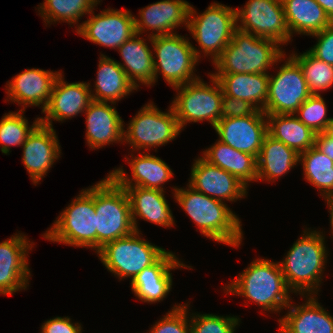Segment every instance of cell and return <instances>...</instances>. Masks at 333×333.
<instances>
[{
	"label": "cell",
	"instance_id": "1",
	"mask_svg": "<svg viewBox=\"0 0 333 333\" xmlns=\"http://www.w3.org/2000/svg\"><path fill=\"white\" fill-rule=\"evenodd\" d=\"M174 199L195 222L205 237L237 248L242 243L243 231L239 217L224 202L194 190L173 187Z\"/></svg>",
	"mask_w": 333,
	"mask_h": 333
},
{
	"label": "cell",
	"instance_id": "2",
	"mask_svg": "<svg viewBox=\"0 0 333 333\" xmlns=\"http://www.w3.org/2000/svg\"><path fill=\"white\" fill-rule=\"evenodd\" d=\"M303 232L279 264L292 293L318 295L329 252L323 231L308 228Z\"/></svg>",
	"mask_w": 333,
	"mask_h": 333
},
{
	"label": "cell",
	"instance_id": "3",
	"mask_svg": "<svg viewBox=\"0 0 333 333\" xmlns=\"http://www.w3.org/2000/svg\"><path fill=\"white\" fill-rule=\"evenodd\" d=\"M223 290L226 294L245 297L270 313L286 309L293 299L279 262L264 258L253 260Z\"/></svg>",
	"mask_w": 333,
	"mask_h": 333
},
{
	"label": "cell",
	"instance_id": "4",
	"mask_svg": "<svg viewBox=\"0 0 333 333\" xmlns=\"http://www.w3.org/2000/svg\"><path fill=\"white\" fill-rule=\"evenodd\" d=\"M285 51L275 40L255 36L236 29L233 38L214 61L215 73L209 74H259L284 59Z\"/></svg>",
	"mask_w": 333,
	"mask_h": 333
},
{
	"label": "cell",
	"instance_id": "5",
	"mask_svg": "<svg viewBox=\"0 0 333 333\" xmlns=\"http://www.w3.org/2000/svg\"><path fill=\"white\" fill-rule=\"evenodd\" d=\"M94 205L97 251L135 232L127 192L110 174L94 184Z\"/></svg>",
	"mask_w": 333,
	"mask_h": 333
},
{
	"label": "cell",
	"instance_id": "6",
	"mask_svg": "<svg viewBox=\"0 0 333 333\" xmlns=\"http://www.w3.org/2000/svg\"><path fill=\"white\" fill-rule=\"evenodd\" d=\"M96 217L93 185L82 189L42 235L48 241L91 248L96 253Z\"/></svg>",
	"mask_w": 333,
	"mask_h": 333
},
{
	"label": "cell",
	"instance_id": "7",
	"mask_svg": "<svg viewBox=\"0 0 333 333\" xmlns=\"http://www.w3.org/2000/svg\"><path fill=\"white\" fill-rule=\"evenodd\" d=\"M236 29L235 8L213 2L199 14L193 5L190 7L187 30L201 49L192 45L198 60L201 59V52H203L202 56H210L214 63L232 40Z\"/></svg>",
	"mask_w": 333,
	"mask_h": 333
},
{
	"label": "cell",
	"instance_id": "8",
	"mask_svg": "<svg viewBox=\"0 0 333 333\" xmlns=\"http://www.w3.org/2000/svg\"><path fill=\"white\" fill-rule=\"evenodd\" d=\"M148 39L154 52V85L158 75H162L165 82L173 88L200 78L194 73L199 60L188 37L176 33L148 36Z\"/></svg>",
	"mask_w": 333,
	"mask_h": 333
},
{
	"label": "cell",
	"instance_id": "9",
	"mask_svg": "<svg viewBox=\"0 0 333 333\" xmlns=\"http://www.w3.org/2000/svg\"><path fill=\"white\" fill-rule=\"evenodd\" d=\"M141 232L105 244L96 254L108 272L122 280L132 281L146 267L153 265L165 252L164 248L141 238Z\"/></svg>",
	"mask_w": 333,
	"mask_h": 333
},
{
	"label": "cell",
	"instance_id": "10",
	"mask_svg": "<svg viewBox=\"0 0 333 333\" xmlns=\"http://www.w3.org/2000/svg\"><path fill=\"white\" fill-rule=\"evenodd\" d=\"M212 85L205 83L201 77L195 81L175 87L177 91L171 106L181 130L187 123L208 121L214 128L221 119L223 90L218 80L210 75Z\"/></svg>",
	"mask_w": 333,
	"mask_h": 333
},
{
	"label": "cell",
	"instance_id": "11",
	"mask_svg": "<svg viewBox=\"0 0 333 333\" xmlns=\"http://www.w3.org/2000/svg\"><path fill=\"white\" fill-rule=\"evenodd\" d=\"M127 126L123 132V142L130 145L131 152H150V148H155L156 152L157 147L167 145L181 132L173 107L170 105L167 112H162L151 101L131 118Z\"/></svg>",
	"mask_w": 333,
	"mask_h": 333
},
{
	"label": "cell",
	"instance_id": "12",
	"mask_svg": "<svg viewBox=\"0 0 333 333\" xmlns=\"http://www.w3.org/2000/svg\"><path fill=\"white\" fill-rule=\"evenodd\" d=\"M274 76L269 74L268 98L263 112L294 114L312 95L300 65L289 55Z\"/></svg>",
	"mask_w": 333,
	"mask_h": 333
},
{
	"label": "cell",
	"instance_id": "13",
	"mask_svg": "<svg viewBox=\"0 0 333 333\" xmlns=\"http://www.w3.org/2000/svg\"><path fill=\"white\" fill-rule=\"evenodd\" d=\"M235 9L237 29L275 40L281 46L292 41L281 0H248L244 7Z\"/></svg>",
	"mask_w": 333,
	"mask_h": 333
},
{
	"label": "cell",
	"instance_id": "14",
	"mask_svg": "<svg viewBox=\"0 0 333 333\" xmlns=\"http://www.w3.org/2000/svg\"><path fill=\"white\" fill-rule=\"evenodd\" d=\"M89 15L75 32L94 44L117 50L136 34L135 16L127 9L107 8L97 15L92 10Z\"/></svg>",
	"mask_w": 333,
	"mask_h": 333
},
{
	"label": "cell",
	"instance_id": "15",
	"mask_svg": "<svg viewBox=\"0 0 333 333\" xmlns=\"http://www.w3.org/2000/svg\"><path fill=\"white\" fill-rule=\"evenodd\" d=\"M33 246L34 242L22 233L0 242V295L27 290L31 277L27 256Z\"/></svg>",
	"mask_w": 333,
	"mask_h": 333
},
{
	"label": "cell",
	"instance_id": "16",
	"mask_svg": "<svg viewBox=\"0 0 333 333\" xmlns=\"http://www.w3.org/2000/svg\"><path fill=\"white\" fill-rule=\"evenodd\" d=\"M218 140L241 152L259 155L265 136L268 134L267 117L256 110L244 117L222 118L214 126Z\"/></svg>",
	"mask_w": 333,
	"mask_h": 333
},
{
	"label": "cell",
	"instance_id": "17",
	"mask_svg": "<svg viewBox=\"0 0 333 333\" xmlns=\"http://www.w3.org/2000/svg\"><path fill=\"white\" fill-rule=\"evenodd\" d=\"M188 185L224 203L236 202L246 197L248 193V187L237 177L208 163L201 156L194 160Z\"/></svg>",
	"mask_w": 333,
	"mask_h": 333
},
{
	"label": "cell",
	"instance_id": "18",
	"mask_svg": "<svg viewBox=\"0 0 333 333\" xmlns=\"http://www.w3.org/2000/svg\"><path fill=\"white\" fill-rule=\"evenodd\" d=\"M63 76L60 73L57 77L48 104L42 111L45 117H40V122L45 126L53 127L52 121L63 122L84 113L92 101L90 83H68Z\"/></svg>",
	"mask_w": 333,
	"mask_h": 333
},
{
	"label": "cell",
	"instance_id": "19",
	"mask_svg": "<svg viewBox=\"0 0 333 333\" xmlns=\"http://www.w3.org/2000/svg\"><path fill=\"white\" fill-rule=\"evenodd\" d=\"M189 268L176 255L167 250L153 265L146 267L132 281L130 287L142 302L157 303L163 301L172 289V270Z\"/></svg>",
	"mask_w": 333,
	"mask_h": 333
},
{
	"label": "cell",
	"instance_id": "20",
	"mask_svg": "<svg viewBox=\"0 0 333 333\" xmlns=\"http://www.w3.org/2000/svg\"><path fill=\"white\" fill-rule=\"evenodd\" d=\"M61 71L31 68L12 77L6 84L7 101L18 103L21 110L38 106L42 111L48 104L54 83ZM23 104V105H22ZM41 105V106H40Z\"/></svg>",
	"mask_w": 333,
	"mask_h": 333
},
{
	"label": "cell",
	"instance_id": "21",
	"mask_svg": "<svg viewBox=\"0 0 333 333\" xmlns=\"http://www.w3.org/2000/svg\"><path fill=\"white\" fill-rule=\"evenodd\" d=\"M59 144L54 128L40 123L22 145V162L34 185L47 175L61 156Z\"/></svg>",
	"mask_w": 333,
	"mask_h": 333
},
{
	"label": "cell",
	"instance_id": "22",
	"mask_svg": "<svg viewBox=\"0 0 333 333\" xmlns=\"http://www.w3.org/2000/svg\"><path fill=\"white\" fill-rule=\"evenodd\" d=\"M190 7L186 0H161L143 7L135 17L136 34L148 30H152L149 37L176 34L179 26L188 28Z\"/></svg>",
	"mask_w": 333,
	"mask_h": 333
},
{
	"label": "cell",
	"instance_id": "23",
	"mask_svg": "<svg viewBox=\"0 0 333 333\" xmlns=\"http://www.w3.org/2000/svg\"><path fill=\"white\" fill-rule=\"evenodd\" d=\"M114 105L116 103L92 100L85 110V138L89 148L95 150L112 143H124L125 123Z\"/></svg>",
	"mask_w": 333,
	"mask_h": 333
},
{
	"label": "cell",
	"instance_id": "24",
	"mask_svg": "<svg viewBox=\"0 0 333 333\" xmlns=\"http://www.w3.org/2000/svg\"><path fill=\"white\" fill-rule=\"evenodd\" d=\"M144 153V154H143ZM139 152V155L127 159V163L131 167V178L124 172L123 166L115 168L109 174L122 186V187H142L146 189H157L164 191L166 182L173 178L174 173L170 166L163 161L160 157L151 155L148 152Z\"/></svg>",
	"mask_w": 333,
	"mask_h": 333
},
{
	"label": "cell",
	"instance_id": "25",
	"mask_svg": "<svg viewBox=\"0 0 333 333\" xmlns=\"http://www.w3.org/2000/svg\"><path fill=\"white\" fill-rule=\"evenodd\" d=\"M305 303L287 306V313L278 319V333H333V315L318 303L316 295H306Z\"/></svg>",
	"mask_w": 333,
	"mask_h": 333
},
{
	"label": "cell",
	"instance_id": "26",
	"mask_svg": "<svg viewBox=\"0 0 333 333\" xmlns=\"http://www.w3.org/2000/svg\"><path fill=\"white\" fill-rule=\"evenodd\" d=\"M124 189L130 201L131 216L136 232H141L137 224V219L140 218L164 228H171L172 225H175V218L166 196H164L165 191L138 186L124 187Z\"/></svg>",
	"mask_w": 333,
	"mask_h": 333
},
{
	"label": "cell",
	"instance_id": "27",
	"mask_svg": "<svg viewBox=\"0 0 333 333\" xmlns=\"http://www.w3.org/2000/svg\"><path fill=\"white\" fill-rule=\"evenodd\" d=\"M141 37L135 34L117 49L123 60V63L118 61V64L136 89L141 83L147 87L154 84L153 52L146 43L147 39Z\"/></svg>",
	"mask_w": 333,
	"mask_h": 333
},
{
	"label": "cell",
	"instance_id": "28",
	"mask_svg": "<svg viewBox=\"0 0 333 333\" xmlns=\"http://www.w3.org/2000/svg\"><path fill=\"white\" fill-rule=\"evenodd\" d=\"M257 181L274 182L299 163V154L267 134L257 157Z\"/></svg>",
	"mask_w": 333,
	"mask_h": 333
},
{
	"label": "cell",
	"instance_id": "29",
	"mask_svg": "<svg viewBox=\"0 0 333 333\" xmlns=\"http://www.w3.org/2000/svg\"><path fill=\"white\" fill-rule=\"evenodd\" d=\"M220 83L223 93L246 100L257 110L265 109L268 98L269 73L210 74Z\"/></svg>",
	"mask_w": 333,
	"mask_h": 333
},
{
	"label": "cell",
	"instance_id": "30",
	"mask_svg": "<svg viewBox=\"0 0 333 333\" xmlns=\"http://www.w3.org/2000/svg\"><path fill=\"white\" fill-rule=\"evenodd\" d=\"M92 100L117 103L137 89L116 60L100 54ZM95 91V92H94ZM94 92V93H93Z\"/></svg>",
	"mask_w": 333,
	"mask_h": 333
},
{
	"label": "cell",
	"instance_id": "31",
	"mask_svg": "<svg viewBox=\"0 0 333 333\" xmlns=\"http://www.w3.org/2000/svg\"><path fill=\"white\" fill-rule=\"evenodd\" d=\"M208 163L217 166L249 187L257 181V160L253 155L241 152L217 139L215 144L203 151L201 156Z\"/></svg>",
	"mask_w": 333,
	"mask_h": 333
},
{
	"label": "cell",
	"instance_id": "32",
	"mask_svg": "<svg viewBox=\"0 0 333 333\" xmlns=\"http://www.w3.org/2000/svg\"><path fill=\"white\" fill-rule=\"evenodd\" d=\"M291 37L321 32L332 21L315 0H281Z\"/></svg>",
	"mask_w": 333,
	"mask_h": 333
},
{
	"label": "cell",
	"instance_id": "33",
	"mask_svg": "<svg viewBox=\"0 0 333 333\" xmlns=\"http://www.w3.org/2000/svg\"><path fill=\"white\" fill-rule=\"evenodd\" d=\"M268 134L298 154L315 145L316 133L294 114H267Z\"/></svg>",
	"mask_w": 333,
	"mask_h": 333
},
{
	"label": "cell",
	"instance_id": "34",
	"mask_svg": "<svg viewBox=\"0 0 333 333\" xmlns=\"http://www.w3.org/2000/svg\"><path fill=\"white\" fill-rule=\"evenodd\" d=\"M304 179L320 191L322 198L333 197V160L315 145L299 154Z\"/></svg>",
	"mask_w": 333,
	"mask_h": 333
},
{
	"label": "cell",
	"instance_id": "35",
	"mask_svg": "<svg viewBox=\"0 0 333 333\" xmlns=\"http://www.w3.org/2000/svg\"><path fill=\"white\" fill-rule=\"evenodd\" d=\"M100 1L102 0H44L42 4L37 5L38 15H41L46 26L62 21L70 26L77 24V30L79 19L95 10Z\"/></svg>",
	"mask_w": 333,
	"mask_h": 333
},
{
	"label": "cell",
	"instance_id": "36",
	"mask_svg": "<svg viewBox=\"0 0 333 333\" xmlns=\"http://www.w3.org/2000/svg\"><path fill=\"white\" fill-rule=\"evenodd\" d=\"M24 110L5 113L0 120V150L3 154H9L11 146H21L27 140L32 131L41 123L40 117L35 118L30 126L24 117Z\"/></svg>",
	"mask_w": 333,
	"mask_h": 333
},
{
	"label": "cell",
	"instance_id": "37",
	"mask_svg": "<svg viewBox=\"0 0 333 333\" xmlns=\"http://www.w3.org/2000/svg\"><path fill=\"white\" fill-rule=\"evenodd\" d=\"M301 67L309 90L312 94H321L333 85V66L313 56L308 50L300 55H290Z\"/></svg>",
	"mask_w": 333,
	"mask_h": 333
},
{
	"label": "cell",
	"instance_id": "38",
	"mask_svg": "<svg viewBox=\"0 0 333 333\" xmlns=\"http://www.w3.org/2000/svg\"><path fill=\"white\" fill-rule=\"evenodd\" d=\"M321 94H312L294 113L314 133H323L332 117H327V106Z\"/></svg>",
	"mask_w": 333,
	"mask_h": 333
},
{
	"label": "cell",
	"instance_id": "39",
	"mask_svg": "<svg viewBox=\"0 0 333 333\" xmlns=\"http://www.w3.org/2000/svg\"><path fill=\"white\" fill-rule=\"evenodd\" d=\"M191 333H235L240 323L238 316L190 313Z\"/></svg>",
	"mask_w": 333,
	"mask_h": 333
},
{
	"label": "cell",
	"instance_id": "40",
	"mask_svg": "<svg viewBox=\"0 0 333 333\" xmlns=\"http://www.w3.org/2000/svg\"><path fill=\"white\" fill-rule=\"evenodd\" d=\"M189 305V302L173 305V308L155 322L147 333H191Z\"/></svg>",
	"mask_w": 333,
	"mask_h": 333
},
{
	"label": "cell",
	"instance_id": "41",
	"mask_svg": "<svg viewBox=\"0 0 333 333\" xmlns=\"http://www.w3.org/2000/svg\"><path fill=\"white\" fill-rule=\"evenodd\" d=\"M317 39L308 51L316 58L333 66V21L321 32L311 35Z\"/></svg>",
	"mask_w": 333,
	"mask_h": 333
},
{
	"label": "cell",
	"instance_id": "42",
	"mask_svg": "<svg viewBox=\"0 0 333 333\" xmlns=\"http://www.w3.org/2000/svg\"><path fill=\"white\" fill-rule=\"evenodd\" d=\"M257 109L246 100L222 95L221 119L232 117H244L253 114Z\"/></svg>",
	"mask_w": 333,
	"mask_h": 333
},
{
	"label": "cell",
	"instance_id": "43",
	"mask_svg": "<svg viewBox=\"0 0 333 333\" xmlns=\"http://www.w3.org/2000/svg\"><path fill=\"white\" fill-rule=\"evenodd\" d=\"M81 323H72L70 317H55L41 325V333H82Z\"/></svg>",
	"mask_w": 333,
	"mask_h": 333
},
{
	"label": "cell",
	"instance_id": "44",
	"mask_svg": "<svg viewBox=\"0 0 333 333\" xmlns=\"http://www.w3.org/2000/svg\"><path fill=\"white\" fill-rule=\"evenodd\" d=\"M315 146L333 160V138L326 136L324 133L316 134Z\"/></svg>",
	"mask_w": 333,
	"mask_h": 333
},
{
	"label": "cell",
	"instance_id": "45",
	"mask_svg": "<svg viewBox=\"0 0 333 333\" xmlns=\"http://www.w3.org/2000/svg\"><path fill=\"white\" fill-rule=\"evenodd\" d=\"M325 11L327 16L333 21V0H315Z\"/></svg>",
	"mask_w": 333,
	"mask_h": 333
},
{
	"label": "cell",
	"instance_id": "46",
	"mask_svg": "<svg viewBox=\"0 0 333 333\" xmlns=\"http://www.w3.org/2000/svg\"><path fill=\"white\" fill-rule=\"evenodd\" d=\"M327 202L328 208H329V213H330V227H331V235L333 236V197H329L325 199ZM333 238V237H332Z\"/></svg>",
	"mask_w": 333,
	"mask_h": 333
},
{
	"label": "cell",
	"instance_id": "47",
	"mask_svg": "<svg viewBox=\"0 0 333 333\" xmlns=\"http://www.w3.org/2000/svg\"><path fill=\"white\" fill-rule=\"evenodd\" d=\"M326 136L333 138V117L327 123V126L323 132Z\"/></svg>",
	"mask_w": 333,
	"mask_h": 333
}]
</instances>
